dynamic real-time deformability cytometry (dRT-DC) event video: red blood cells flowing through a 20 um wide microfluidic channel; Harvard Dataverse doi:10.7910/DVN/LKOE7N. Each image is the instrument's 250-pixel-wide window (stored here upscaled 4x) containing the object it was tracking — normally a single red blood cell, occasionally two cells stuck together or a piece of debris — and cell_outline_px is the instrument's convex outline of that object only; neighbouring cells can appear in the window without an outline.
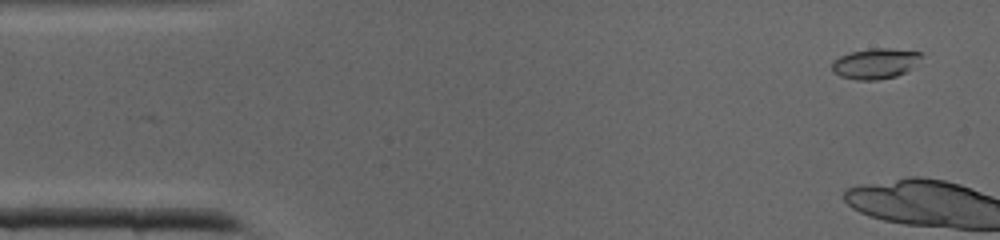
{"species": "common noctule bat (a hibernating species)", "species_latin": "Nyctalus noctula", "temperature_condition": "cold", "stored_images_in_passage": 4, "camera_frame_rate_fps": 3000, "um_per_image_px": 0.085, "animal": {"sex": "male", "body_mass_g": 19.0, "forearm_length_mm": 50.8}, "frame": {"image": 1, "passage_image": 2, "time_ms": 0.333, "image_size_px": [1000, 240], "cell_outline_px": [[924, 56], [904, 72], [896, 76], [876, 80], [856, 80], [840, 76], [832, 72], [832, 60], [848, 52], [868, 48], [892, 48], [924, 52]], "centroid_in_image_um": [74.37, 5.38], "position_along_channel_um": 10.6, "area_um2": 16.07}}